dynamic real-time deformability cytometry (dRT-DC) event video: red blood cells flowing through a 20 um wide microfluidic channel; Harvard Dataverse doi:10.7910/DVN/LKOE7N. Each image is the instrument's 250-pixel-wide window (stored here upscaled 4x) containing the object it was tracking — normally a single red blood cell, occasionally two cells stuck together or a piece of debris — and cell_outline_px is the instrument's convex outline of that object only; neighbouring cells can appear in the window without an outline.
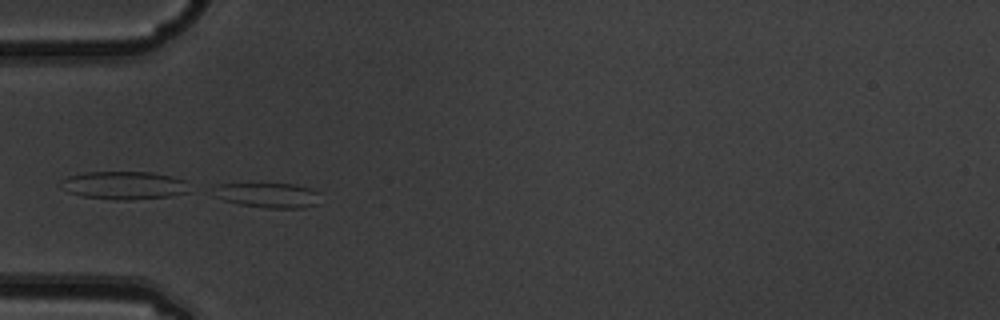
{"species": "common noctule bat (a hibernating species)", "species_latin": "Nyctalus noctula", "temperature_condition": "warm", "stored_images_in_passage": 6, "camera_frame_rate_fps": 3000, "um_per_image_px": 0.085, "animal": {"sex": "male", "body_mass_g": 19.5, "forearm_length_mm": 54.6}, "frame": {"image": 1, "passage_image": 5, "time_ms": 1.333, "image_size_px": [1000, 320], "cell_outline_px": [[320, 192], [316, 204], [300, 208], [268, 208], [240, 204], [224, 200], [212, 196], [204, 192], [212, 184], [296, 184]], "centroid_in_image_um": [22.59, 16.57], "position_along_channel_um": 62.4, "area_um2": 15.9}}
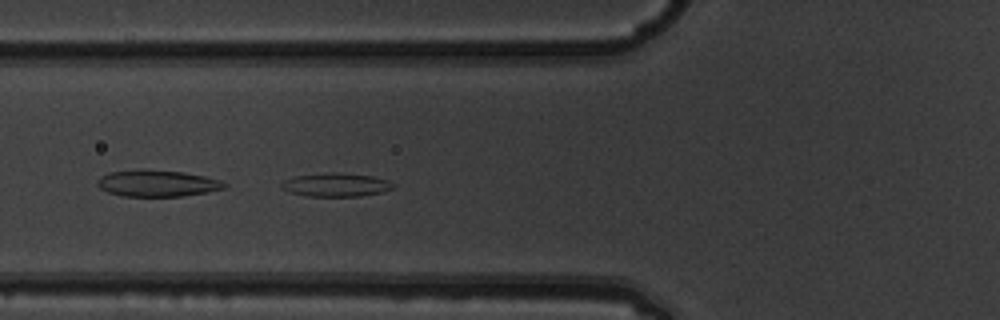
{"frame": {"image": 2, "passage_image": 6, "time_ms": 1.667, "image_size_px": [1000, 320], "cell_outline_px": [[396, 184], [392, 188], [380, 192], [360, 196], [304, 196], [280, 188], [280, 184], [284, 180], [296, 176], [324, 172], [336, 172], [372, 176], [388, 180]], "centroid_in_image_um": [28.54, 15.7], "position_along_channel_um": 97.3, "area_um2": 15.32}}